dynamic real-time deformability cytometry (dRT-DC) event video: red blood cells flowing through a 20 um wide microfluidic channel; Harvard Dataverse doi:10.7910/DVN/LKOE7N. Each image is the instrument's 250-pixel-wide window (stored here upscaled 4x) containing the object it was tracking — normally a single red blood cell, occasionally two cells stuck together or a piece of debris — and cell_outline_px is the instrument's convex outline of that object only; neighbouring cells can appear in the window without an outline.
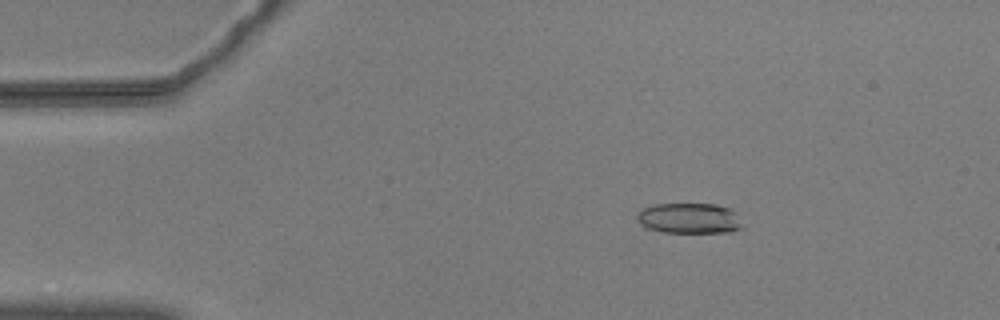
{"species": "common noctule bat (a hibernating species)", "species_latin": "Nyctalus noctula", "temperature_condition": "warm", "stored_images_in_passage": 18, "camera_frame_rate_fps": 3000, "um_per_image_px": 0.085, "animal": {"sex": "male", "body_mass_g": 20.5, "forearm_length_mm": 52.5}, "frame": {"image": 1, "passage_image": 10, "time_ms": 3.0, "image_size_px": [1000, 320], "cell_outline_px": [[744, 228], [732, 232], [664, 232], [644, 228], [640, 224], [636, 216], [644, 208], [652, 204], [716, 204], [728, 208], [736, 212], [744, 224]], "centroid_in_image_um": [58.63, 18.56], "position_along_channel_um": 26.4, "area_um2": 18.96}}
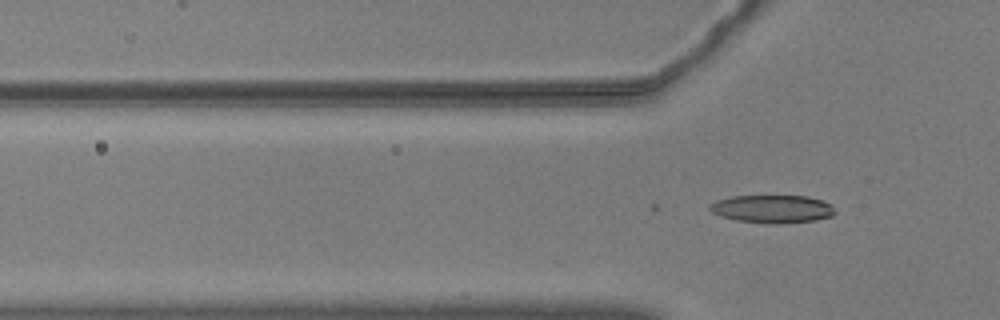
{"frame": {"image": 2, "passage_image": 18, "time_ms": 5.667, "image_size_px": [1000, 320], "cell_outline_px": [[836, 212], [832, 216], [816, 220], [776, 224], [772, 224], [736, 220], [720, 216], [712, 212], [708, 208], [708, 204], [716, 200], [732, 196], [808, 196], [824, 200], [832, 204]], "centroid_in_image_um": [65.66, 17.75], "position_along_channel_um": 60.1, "area_um2": 20.63}}